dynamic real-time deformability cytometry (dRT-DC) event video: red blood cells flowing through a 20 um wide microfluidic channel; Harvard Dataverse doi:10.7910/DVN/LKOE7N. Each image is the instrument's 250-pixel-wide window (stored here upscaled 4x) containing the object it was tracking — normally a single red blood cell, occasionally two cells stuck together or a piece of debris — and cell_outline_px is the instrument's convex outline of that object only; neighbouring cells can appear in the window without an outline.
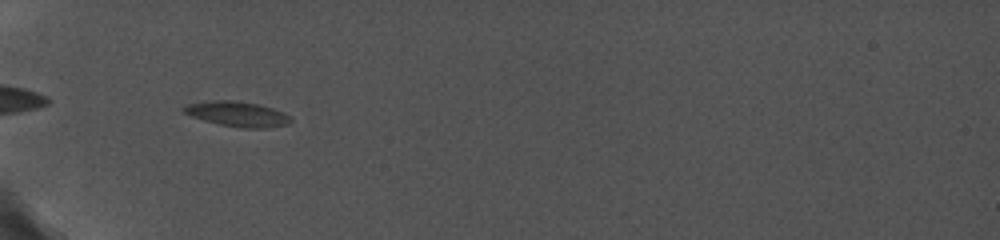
{"species": "common noctule bat (a hibernating species)", "species_latin": "Nyctalus noctula", "temperature_condition": "cold", "stored_images_in_passage": 11, "camera_frame_rate_fps": 5000, "um_per_image_px": 0.085, "animal": {"sex": "female", "body_mass_g": 19.0, "forearm_length_mm": 56.7}, "frame": {"image": 1, "passage_image": 1, "time_ms": 0.0, "image_size_px": [1000, 240], "cell_outline_px": [[292, 120], [288, 124], [264, 128], [244, 128], [220, 124], [204, 120], [192, 116], [184, 112], [180, 108], [188, 104], [212, 100], [236, 100], [260, 104], [284, 112]], "centroid_in_image_um": [20.18, 9.67], "position_along_channel_um": 64.8, "area_um2": 15.55}}
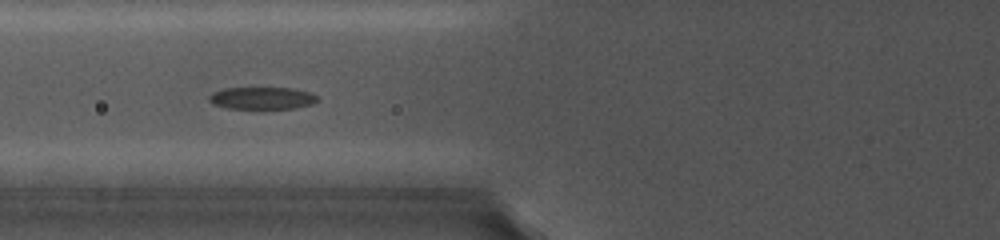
{"frame": {"image": 2, "passage_image": 4, "time_ms": 1.4, "image_size_px": [1000, 240], "cell_outline_px": [[320, 100], [312, 104], [296, 108], [228, 108], [212, 104], [208, 100], [208, 96], [212, 92], [224, 88], [292, 88], [312, 92], [320, 96]], "centroid_in_image_um": [22.32, 8.33], "position_along_channel_um": 103.5, "area_um2": 14.22}}
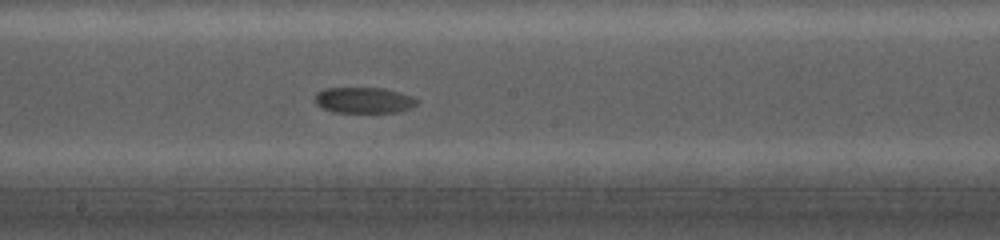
{"frame": {"image": 3, "passage_image": 11, "time_ms": 4.6, "image_size_px": [1000, 240], "cell_outline_px": [[420, 100], [416, 104], [400, 112], [332, 112], [316, 104], [316, 92], [324, 88], [384, 88], [400, 92], [412, 96]], "centroid_in_image_um": [30.94, 8.51], "position_along_channel_um": 217.3, "area_um2": 15.37}}